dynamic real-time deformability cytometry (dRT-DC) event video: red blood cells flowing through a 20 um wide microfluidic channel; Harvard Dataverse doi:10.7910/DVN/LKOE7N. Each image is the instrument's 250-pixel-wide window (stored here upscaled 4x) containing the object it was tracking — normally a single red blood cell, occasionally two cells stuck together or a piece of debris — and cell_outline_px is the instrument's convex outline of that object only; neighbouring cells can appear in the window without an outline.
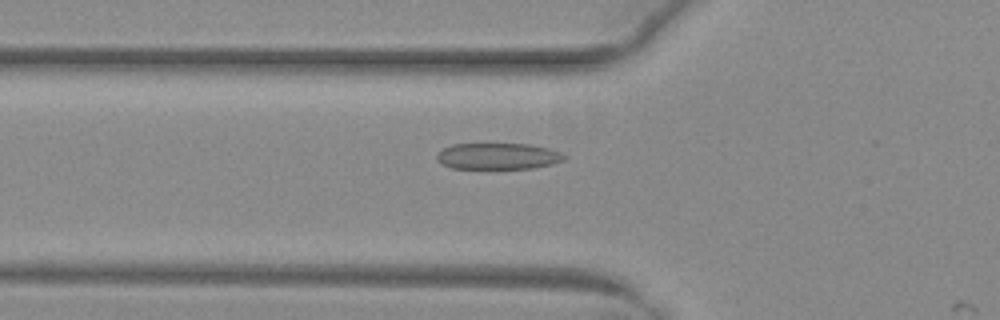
{"species": "common noctule bat (a hibernating species)", "species_latin": "Nyctalus noctula", "temperature_condition": "warm", "stored_images_in_passage": 9, "camera_frame_rate_fps": 3000, "um_per_image_px": 0.085, "animal": {"sex": "female", "body_mass_g": 29.2, "forearm_length_mm": 56.3}, "frame": {"image": 1, "passage_image": 8, "time_ms": 2.333, "image_size_px": [1000, 320], "cell_outline_px": [[568, 156], [564, 160], [552, 164], [532, 168], [452, 168], [436, 160], [436, 156], [444, 148], [452, 144], [528, 144], [548, 148], [560, 152]], "centroid_in_image_um": [42.35, 13.27], "position_along_channel_um": 83.4, "area_um2": 19.36}}